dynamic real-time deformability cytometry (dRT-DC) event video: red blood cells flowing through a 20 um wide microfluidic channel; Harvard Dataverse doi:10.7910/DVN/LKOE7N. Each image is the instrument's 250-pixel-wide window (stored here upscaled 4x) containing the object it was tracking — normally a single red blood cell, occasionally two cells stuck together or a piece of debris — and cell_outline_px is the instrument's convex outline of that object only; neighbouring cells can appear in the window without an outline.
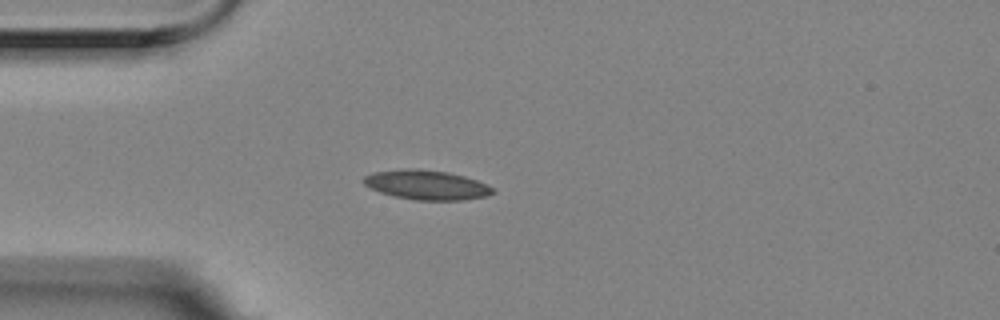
{"species": "Egyptian fruit bat (a non-hibernating species)", "species_latin": "Rousettus aegyptiacus", "temperature_condition": "room temperature", "stored_images_in_passage": 4, "camera_frame_rate_fps": 3000, "um_per_image_px": 0.085, "animal": {"sex": "female"}, "frame": {"image": 1, "passage_image": 4, "time_ms": 1.0, "image_size_px": [1000, 320], "cell_outline_px": [[496, 192], [484, 196], [460, 200], [416, 200], [396, 196], [380, 192], [364, 184], [364, 176], [372, 172], [400, 168], [420, 168], [448, 172], [464, 176], [476, 180], [496, 188]], "centroid_in_image_um": [36.26, 15.69], "position_along_channel_um": 48.7, "area_um2": 22.25}}